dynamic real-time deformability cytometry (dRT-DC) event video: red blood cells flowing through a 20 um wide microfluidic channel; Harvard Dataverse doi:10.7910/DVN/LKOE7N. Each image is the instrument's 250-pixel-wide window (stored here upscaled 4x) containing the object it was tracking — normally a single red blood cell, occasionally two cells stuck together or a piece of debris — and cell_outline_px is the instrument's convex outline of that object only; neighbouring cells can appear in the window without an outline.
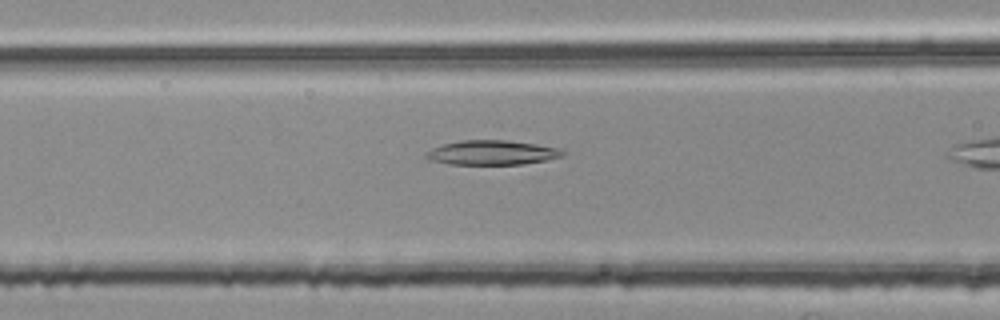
{"species": "common noctule bat (a hibernating species)", "species_latin": "Nyctalus noctula", "temperature_condition": "room temperature", "stored_images_in_passage": 34, "camera_frame_rate_fps": 3000, "um_per_image_px": 0.085, "animal": {"sex": "female", "body_mass_g": 25.1}, "frame": {"image": 1, "passage_image": 13, "time_ms": 4.0, "image_size_px": [1000, 320], "cell_outline_px": [[568, 152], [564, 156], [548, 160], [524, 164], [448, 164], [432, 160], [424, 156], [432, 148], [444, 144], [460, 140], [508, 140], [536, 144], [560, 148]], "centroid_in_image_um": [41.9, 12.97], "position_along_channel_um": 124.7, "area_um2": 19.59}}
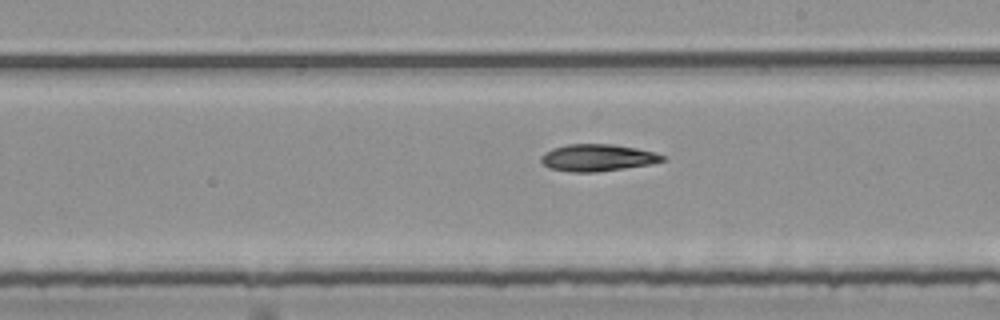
{"frame": {"image": 2, "passage_image": 22, "time_ms": 7.0, "image_size_px": [1000, 320], "cell_outline_px": [[668, 160], [652, 164], [624, 168], [592, 172], [572, 172], [548, 168], [540, 160], [540, 156], [552, 148], [568, 144], [612, 144], [636, 148], [652, 152], [664, 156]], "centroid_in_image_um": [50.78, 13.4], "position_along_channel_um": 238.2, "area_um2": 19.02}}
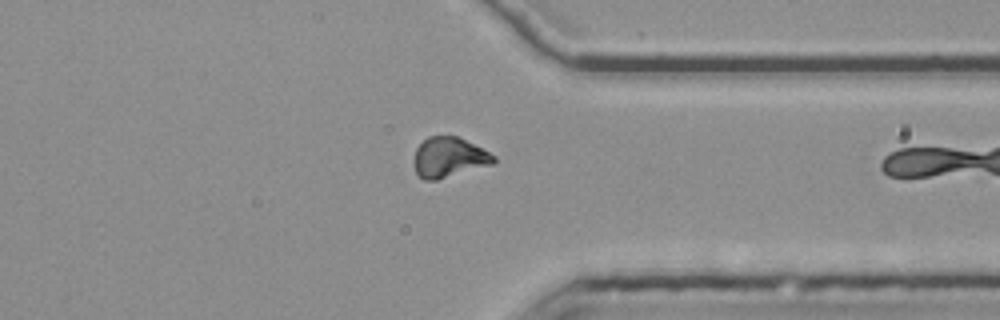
{"frame": {"image": 3, "passage_image": 33, "time_ms": 10.667, "image_size_px": [1000, 320], "cell_outline_px": [[496, 160], [492, 164], [436, 180], [424, 180], [416, 172], [412, 160], [416, 148], [428, 136], [456, 136], [496, 156]], "centroid_in_image_um": [38.11, 13.38], "position_along_channel_um": 373.3, "area_um2": 18.38}}